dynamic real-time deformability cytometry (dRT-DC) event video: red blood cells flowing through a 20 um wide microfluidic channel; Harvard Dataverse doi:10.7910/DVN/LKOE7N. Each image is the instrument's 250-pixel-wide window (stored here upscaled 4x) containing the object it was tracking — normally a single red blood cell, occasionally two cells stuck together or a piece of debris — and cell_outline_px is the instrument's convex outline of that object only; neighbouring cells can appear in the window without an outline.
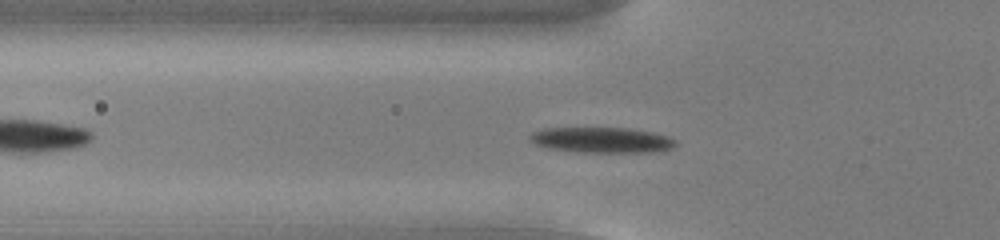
{"species": "common noctule bat (a hibernating species)", "species_latin": "Nyctalus noctula", "temperature_condition": "cold", "stored_images_in_passage": 39, "camera_frame_rate_fps": 3000, "um_per_image_px": 0.085, "animal": {"sex": "male", "body_mass_g": 13.0, "forearm_length_mm": 53.1}, "frame": {"image": 1, "passage_image": 9, "time_ms": 2.667, "image_size_px": [1000, 240], "cell_outline_px": [[676, 144], [672, 148], [652, 152], [580, 152], [548, 148], [536, 144], [528, 140], [528, 136], [532, 132], [544, 128], [632, 128], [652, 132], [668, 136], [676, 140]], "centroid_in_image_um": [51.14, 11.89], "position_along_channel_um": 74.7, "area_um2": 21.73}}
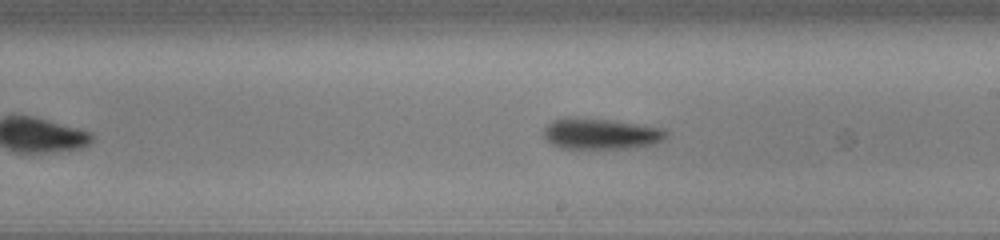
{"frame": {"image": 2, "passage_image": 22, "time_ms": 7.0, "image_size_px": [1000, 240], "cell_outline_px": [[668, 136], [664, 140], [656, 144], [628, 148], [560, 148], [544, 140], [544, 128], [552, 120], [612, 120], [664, 128], [668, 132]], "centroid_in_image_um": [51.15, 11.41], "position_along_channel_um": 237.8, "area_um2": 21.56}}
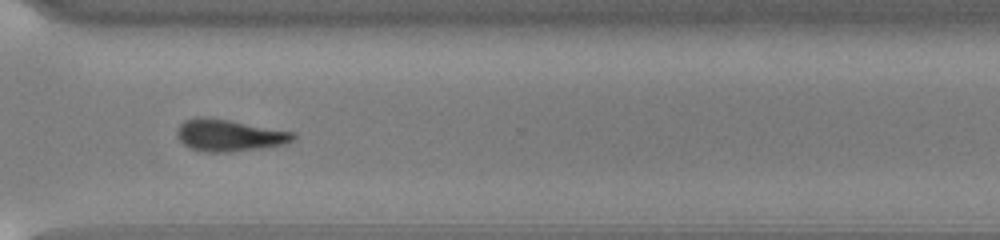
{"frame": {"image": 3, "passage_image": 31, "time_ms": 10.0, "image_size_px": [1000, 240], "cell_outline_px": [[296, 136], [288, 144], [260, 148], [228, 152], [208, 152], [192, 148], [184, 144], [180, 140], [176, 132], [180, 124], [184, 120], [228, 120], [296, 132]], "centroid_in_image_um": [19.58, 11.54], "position_along_channel_um": 351.0, "area_um2": 20.81}, "authors_computed_cell_mechanics": {"area_um2": 21.4438, "velocity_mm_per_s": 3.7731, "shape_relaxation_time_tau1_ms": 3.2339, "shape_relaxation_time_tau2_ms": null, "deformation_change_tau1": 0.1219, "deformation_change_tau2": null}}